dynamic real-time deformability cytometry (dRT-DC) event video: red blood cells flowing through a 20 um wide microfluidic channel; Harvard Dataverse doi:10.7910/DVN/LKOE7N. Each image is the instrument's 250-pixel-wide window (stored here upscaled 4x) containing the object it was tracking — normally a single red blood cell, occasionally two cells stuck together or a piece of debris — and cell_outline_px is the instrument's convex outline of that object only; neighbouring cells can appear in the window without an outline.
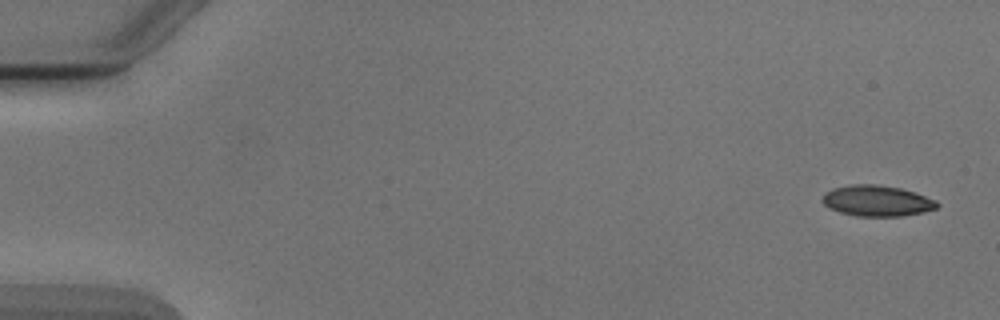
{"species": "Egyptian fruit bat (a non-hibernating species)", "species_latin": "Rousettus aegyptiacus", "temperature_condition": "cold", "stored_images_in_passage": 5, "camera_frame_rate_fps": 3000, "um_per_image_px": 0.085, "animal": {"sex": "male"}, "frame": {"image": 1, "passage_image": 1, "time_ms": 0.0, "image_size_px": [1000, 320], "cell_outline_px": [[940, 204], [936, 208], [920, 212], [900, 216], [856, 216], [840, 212], [828, 208], [820, 200], [824, 192], [832, 188], [852, 184], [876, 184], [900, 188], [936, 200]], "centroid_in_image_um": [74.46, 17.06], "position_along_channel_um": 10.5, "area_um2": 20.58}}
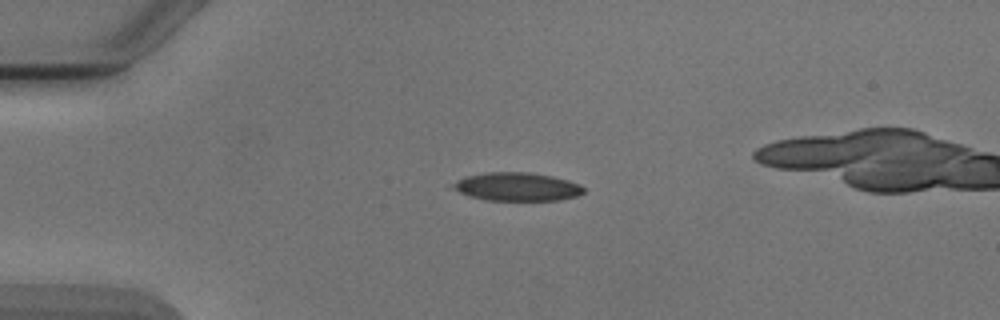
{"frame": {"image": 2, "passage_image": 3, "time_ms": 3.667, "image_size_px": [1000, 320], "cell_outline_px": [[584, 192], [576, 196], [560, 200], [488, 200], [472, 196], [460, 192], [452, 188], [448, 184], [464, 176], [484, 172], [532, 172], [552, 176], [568, 180], [580, 184], [584, 188]], "centroid_in_image_um": [43.92, 15.85], "position_along_channel_um": 41.1, "area_um2": 21.73}}